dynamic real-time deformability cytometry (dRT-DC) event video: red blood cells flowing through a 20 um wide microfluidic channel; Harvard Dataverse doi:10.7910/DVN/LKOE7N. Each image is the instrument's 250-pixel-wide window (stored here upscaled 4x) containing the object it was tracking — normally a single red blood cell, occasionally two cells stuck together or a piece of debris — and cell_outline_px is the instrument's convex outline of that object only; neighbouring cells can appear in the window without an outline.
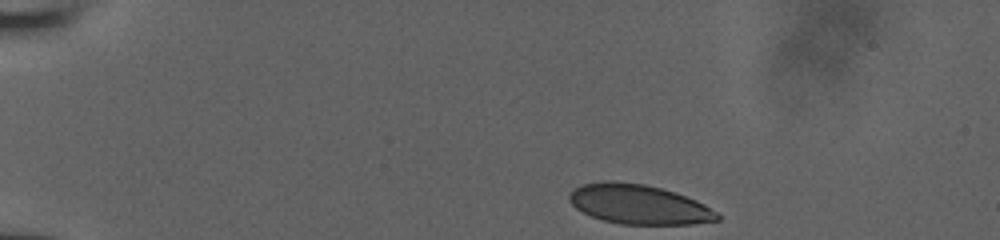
{"species": "human", "species_latin": "Homo sapiens", "temperature_condition": "room temperature", "stored_images_in_passage": 37, "camera_frame_rate_fps": 3000, "um_per_image_px": 0.085, "donor": {"sex": "male"}, "frame": {"image": 1, "passage_image": 1, "time_ms": 0.0, "image_size_px": [1000, 240], "cell_outline_px": [[720, 220], [692, 224], [620, 224], [604, 220], [592, 216], [576, 208], [568, 200], [568, 196], [580, 184], [604, 180], [608, 180], [644, 184], [676, 192], [696, 200], [704, 204], [716, 212], [720, 216]], "centroid_in_image_um": [54.3, 17.36], "position_along_channel_um": 30.7, "area_um2": 34.04}}
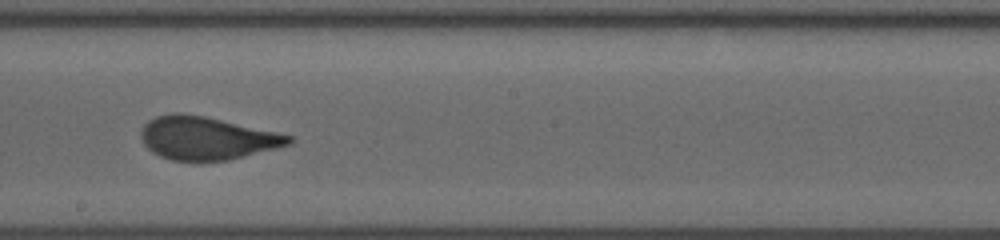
{"frame": {"image": 2, "passage_image": 22, "time_ms": 7.0, "image_size_px": [1000, 240], "cell_outline_px": [[292, 144], [228, 160], [172, 160], [160, 156], [152, 152], [144, 144], [140, 136], [140, 132], [144, 124], [148, 120], [156, 116], [176, 112], [180, 112], [204, 116], [276, 132], [292, 136]], "centroid_in_image_um": [17.54, 11.73], "position_along_channel_um": 230.7, "area_um2": 36.7}}
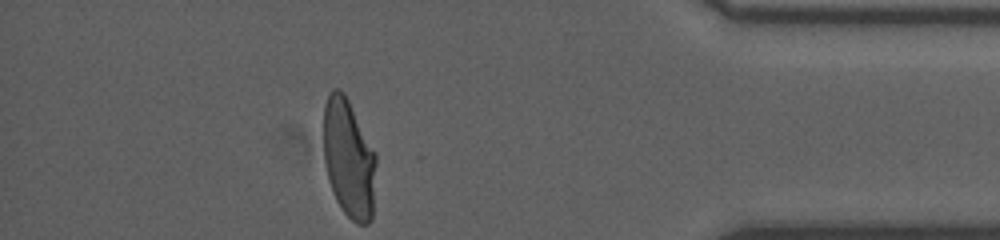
{"frame": {"image": 3, "passage_image": 37, "time_ms": 12.0, "image_size_px": [1000, 240], "cell_outline_px": [[376, 164], [372, 220], [368, 224], [356, 224], [344, 212], [336, 200], [328, 180], [324, 160], [324, 104], [328, 92], [332, 88], [340, 88], [344, 92], [376, 152]], "centroid_in_image_um": [29.65, 13.46], "position_along_channel_um": 405.6, "area_um2": 36.76}}